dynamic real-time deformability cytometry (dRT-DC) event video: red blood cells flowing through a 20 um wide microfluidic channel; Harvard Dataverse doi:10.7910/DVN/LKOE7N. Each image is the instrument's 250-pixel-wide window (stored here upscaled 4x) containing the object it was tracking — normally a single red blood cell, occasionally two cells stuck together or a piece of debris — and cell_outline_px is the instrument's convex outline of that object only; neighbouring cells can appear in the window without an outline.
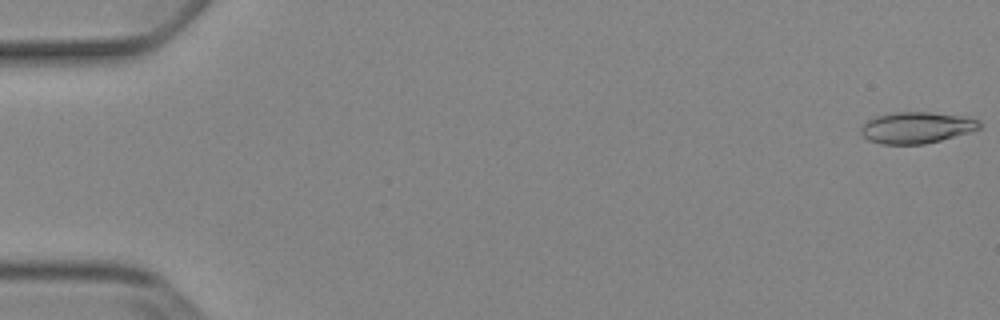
{"species": "Egyptian fruit bat (a non-hibernating species)", "species_latin": "Rousettus aegyptiacus", "temperature_condition": "cold", "stored_images_in_passage": 8, "camera_frame_rate_fps": 3000, "um_per_image_px": 0.085, "animal": {"sex": "female"}, "frame": {"image": 1, "passage_image": 1, "time_ms": 0.0, "image_size_px": [1000, 320], "cell_outline_px": [[980, 128], [968, 132], [940, 140], [924, 144], [880, 144], [868, 140], [860, 132], [860, 124], [876, 116], [896, 112], [928, 112], [972, 116], [980, 120]], "centroid_in_image_um": [77.9, 10.83], "position_along_channel_um": 7.1, "area_um2": 21.85}}
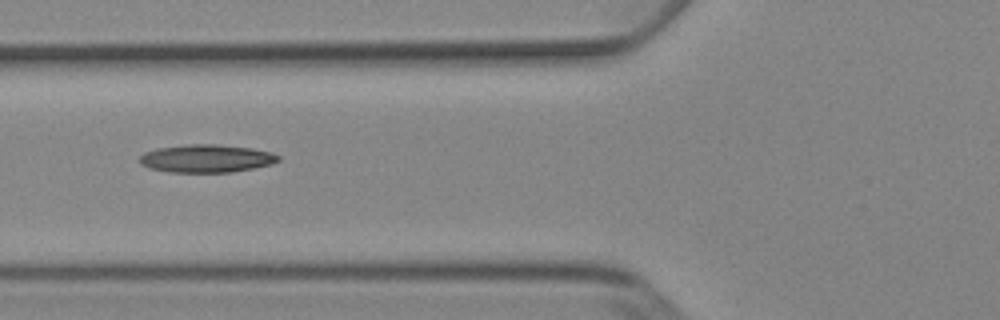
{"frame": {"image": 2, "passage_image": 6, "time_ms": 6.667, "image_size_px": [1000, 320], "cell_outline_px": [[280, 160], [272, 164], [232, 172], [168, 172], [152, 168], [140, 164], [140, 156], [144, 152], [156, 148], [188, 144], [216, 144], [252, 148], [272, 152], [280, 156]], "centroid_in_image_um": [17.56, 13.46], "position_along_channel_um": 108.2, "area_um2": 22.6}}
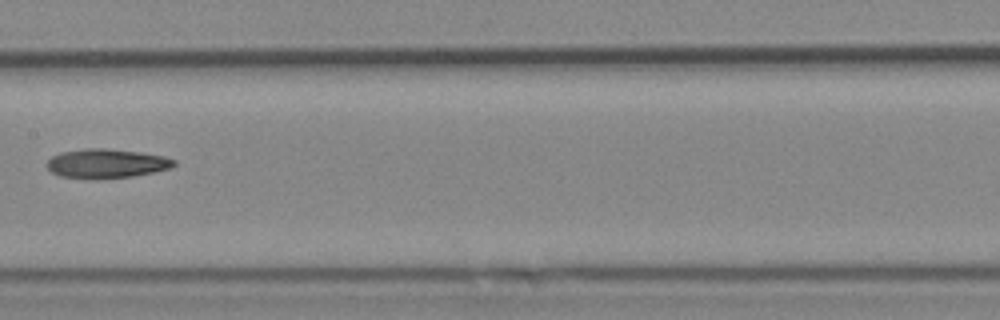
{"frame": {"image": 3, "passage_image": 8, "time_ms": 9.0, "image_size_px": [1000, 320], "cell_outline_px": [[176, 164], [172, 168], [132, 176], [96, 180], [92, 180], [60, 176], [52, 172], [48, 168], [48, 160], [52, 156], [60, 152], [84, 148], [104, 148], [140, 152], [164, 156], [176, 160]], "centroid_in_image_um": [9.05, 13.9], "position_along_channel_um": 198.4, "area_um2": 21.85}}